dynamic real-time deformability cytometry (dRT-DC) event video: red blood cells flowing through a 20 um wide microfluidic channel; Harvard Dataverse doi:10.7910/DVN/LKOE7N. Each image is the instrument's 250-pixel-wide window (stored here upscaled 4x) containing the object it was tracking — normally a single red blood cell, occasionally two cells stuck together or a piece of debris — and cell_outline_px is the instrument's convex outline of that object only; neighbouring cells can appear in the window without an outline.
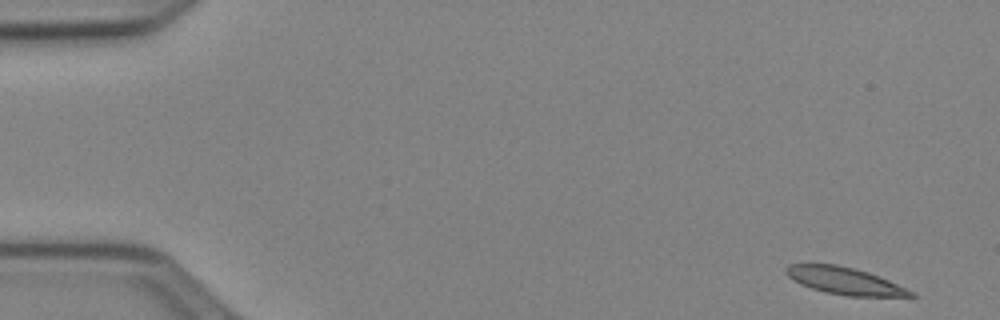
{"species": "Egyptian fruit bat (a non-hibernating species)", "species_latin": "Rousettus aegyptiacus", "temperature_condition": "cold", "stored_images_in_passage": 51, "camera_frame_rate_fps": 3000, "um_per_image_px": 0.085, "animal": {"sex": "female"}, "frame": {"image": 1, "passage_image": 1, "time_ms": 0.0, "image_size_px": [1000, 320], "cell_outline_px": [[916, 296], [848, 296], [824, 292], [800, 284], [792, 280], [784, 272], [784, 268], [788, 264], [836, 264], [868, 272], [888, 280], [916, 292]], "centroid_in_image_um": [71.76, 23.87], "position_along_channel_um": 13.2, "area_um2": 19.65}}
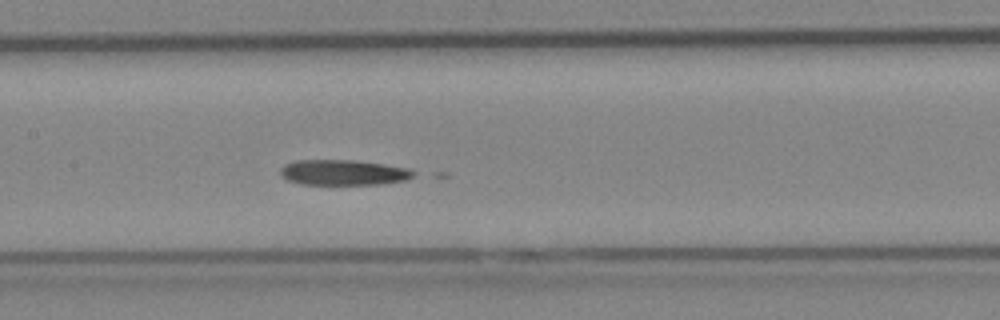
{"frame": {"image": 2, "passage_image": 24, "time_ms": 7.667, "image_size_px": [1000, 320], "cell_outline_px": [[416, 172], [412, 176], [404, 180], [384, 184], [300, 184], [288, 180], [280, 176], [280, 168], [284, 164], [296, 160], [356, 160], [384, 164], [408, 168]], "centroid_in_image_um": [29.15, 14.65], "position_along_channel_um": 178.2, "area_um2": 19.77}}
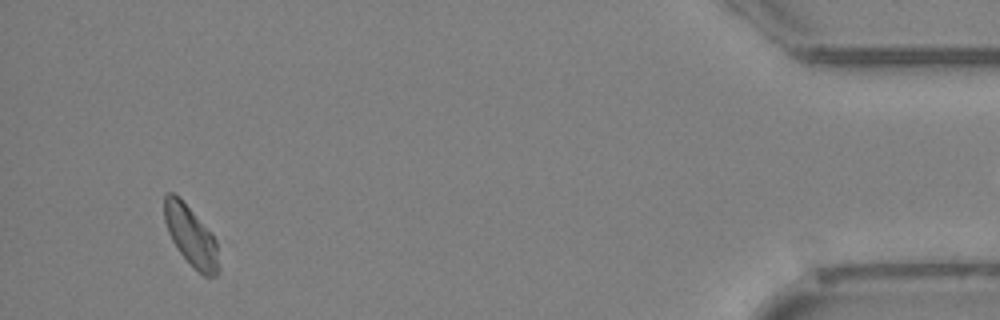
{"frame": {"image": 3, "passage_image": 48, "time_ms": 15.667, "image_size_px": [1000, 320], "cell_outline_px": [[220, 272], [216, 276], [204, 276], [180, 252], [172, 240], [168, 232], [164, 220], [164, 196], [168, 192], [172, 192], [180, 196], [220, 240]], "centroid_in_image_um": [16.32, 20.03], "position_along_channel_um": 418.9, "area_um2": 19.83}}